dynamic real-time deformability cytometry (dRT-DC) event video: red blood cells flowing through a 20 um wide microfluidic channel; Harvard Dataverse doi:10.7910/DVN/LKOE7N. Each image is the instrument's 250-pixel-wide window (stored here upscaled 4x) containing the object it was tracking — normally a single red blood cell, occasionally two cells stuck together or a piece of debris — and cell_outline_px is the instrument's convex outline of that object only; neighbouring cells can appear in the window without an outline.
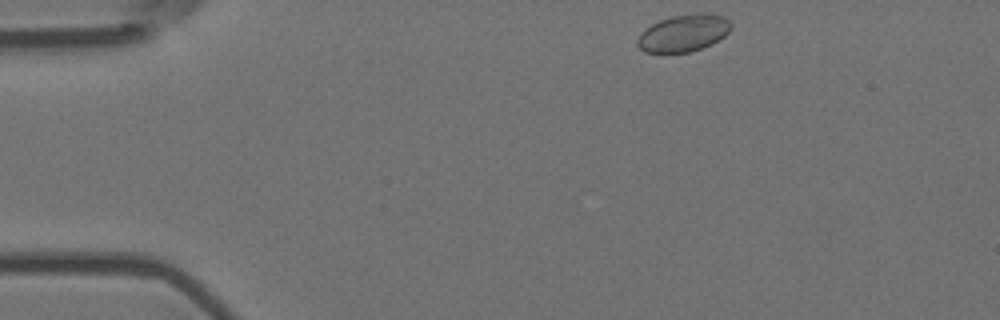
{"species": "Egyptian fruit bat (a non-hibernating species)", "species_latin": "Rousettus aegyptiacus", "temperature_condition": "room temperature", "stored_images_in_passage": 48, "camera_frame_rate_fps": 3000, "um_per_image_px": 0.085, "animal": {"sex": "female"}, "frame": {"image": 1, "passage_image": 1, "time_ms": 0.0, "image_size_px": [1000, 320], "cell_outline_px": [[732, 28], [724, 36], [712, 44], [688, 52], [664, 56], [644, 52], [636, 44], [636, 40], [640, 32], [644, 28], [660, 20], [672, 16], [700, 12], [712, 12], [724, 16], [732, 24]], "centroid_in_image_um": [58.06, 2.84], "position_along_channel_um": 26.9, "area_um2": 21.1}}
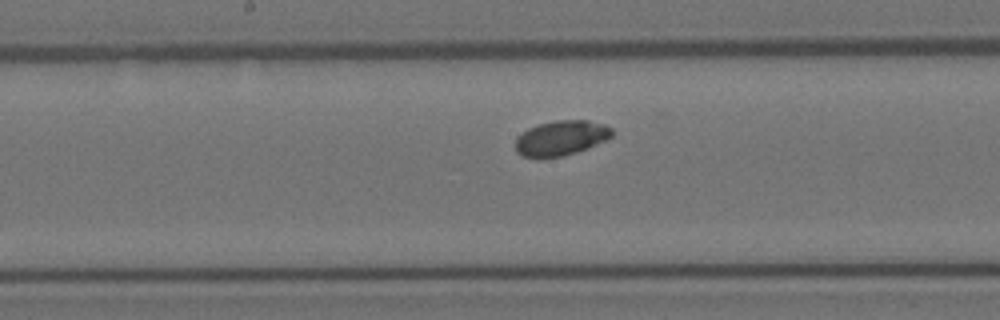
{"frame": {"image": 2, "passage_image": 21, "time_ms": 6.667, "image_size_px": [1000, 320], "cell_outline_px": [[612, 136], [588, 148], [564, 156], [540, 160], [524, 156], [516, 152], [516, 136], [528, 128], [540, 124], [556, 120], [588, 120], [604, 124], [612, 128]], "centroid_in_image_um": [47.65, 11.75], "position_along_channel_um": 200.6, "area_um2": 19.94}}
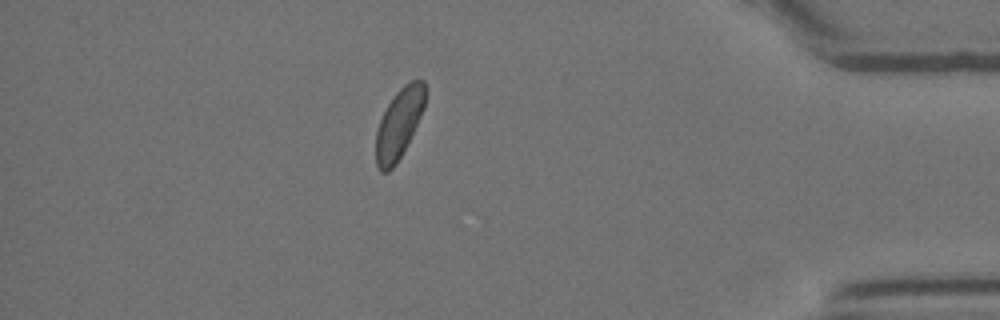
{"frame": {"image": 3, "passage_image": 41, "time_ms": 13.333, "image_size_px": [1000, 320], "cell_outline_px": [[424, 108], [396, 164], [388, 172], [380, 172], [376, 164], [376, 132], [380, 120], [392, 96], [404, 84], [412, 80], [424, 80]], "centroid_in_image_um": [33.88, 10.51], "position_along_channel_um": 401.3, "area_um2": 19.54}}